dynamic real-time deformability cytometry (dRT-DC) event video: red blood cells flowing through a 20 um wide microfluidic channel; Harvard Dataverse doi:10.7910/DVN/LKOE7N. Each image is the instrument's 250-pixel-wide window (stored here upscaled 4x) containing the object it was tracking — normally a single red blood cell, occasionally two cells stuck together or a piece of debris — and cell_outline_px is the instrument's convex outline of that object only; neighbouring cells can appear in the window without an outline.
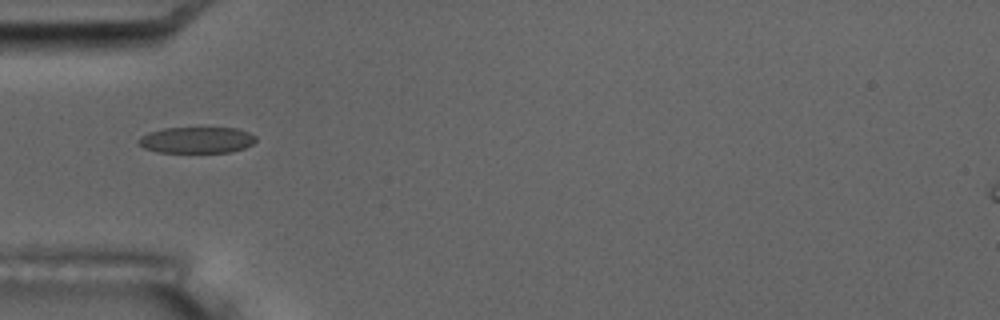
{"species": "common noctule bat (a hibernating species)", "species_latin": "Nyctalus noctula", "temperature_condition": "room temperature", "stored_images_in_passage": 6, "camera_frame_rate_fps": 3000, "um_per_image_px": 0.085, "animal": {"sex": "male", "body_mass_g": 17.5, "forearm_length_mm": 52.3}, "frame": {"image": 1, "passage_image": 6, "time_ms": 5.667, "image_size_px": [1000, 320], "cell_outline_px": [[256, 140], [252, 144], [244, 148], [232, 152], [156, 152], [144, 148], [136, 144], [136, 140], [140, 136], [148, 132], [164, 128], [236, 128], [248, 132], [256, 136]], "centroid_in_image_um": [16.67, 11.9], "position_along_channel_um": 68.3, "area_um2": 18.09}}